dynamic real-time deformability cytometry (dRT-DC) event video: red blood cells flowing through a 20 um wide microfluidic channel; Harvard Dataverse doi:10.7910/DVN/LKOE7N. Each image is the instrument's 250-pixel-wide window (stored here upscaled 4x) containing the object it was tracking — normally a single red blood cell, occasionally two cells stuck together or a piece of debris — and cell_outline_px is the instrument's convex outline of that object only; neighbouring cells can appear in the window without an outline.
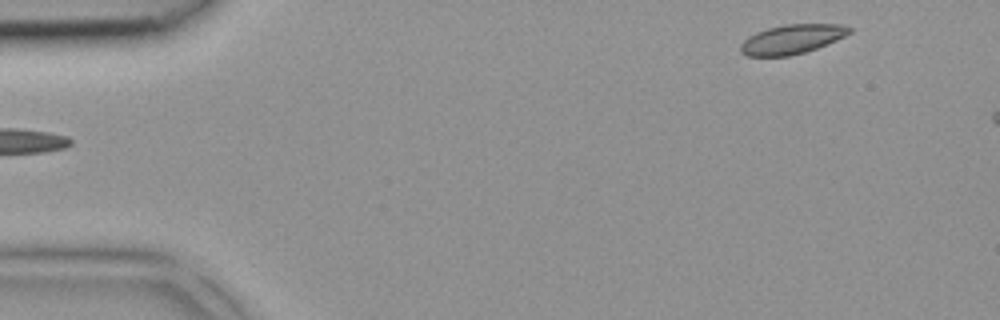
{"species": "common noctule bat (a hibernating species)", "species_latin": "Nyctalus noctula", "temperature_condition": "room temperature", "stored_images_in_passage": 3, "camera_frame_rate_fps": 3000, "um_per_image_px": 0.085, "animal": {"sex": "female", "body_mass_g": 18.4}, "frame": {"image": 1, "passage_image": 1, "time_ms": 0.0, "image_size_px": [1000, 320], "cell_outline_px": [[852, 32], [836, 40], [816, 48], [804, 52], [788, 56], [748, 56], [740, 52], [740, 44], [748, 36], [756, 32], [768, 28], [784, 24], [840, 24], [852, 28]], "centroid_in_image_um": [67.29, 3.33], "position_along_channel_um": 17.7, "area_um2": 18.55}}